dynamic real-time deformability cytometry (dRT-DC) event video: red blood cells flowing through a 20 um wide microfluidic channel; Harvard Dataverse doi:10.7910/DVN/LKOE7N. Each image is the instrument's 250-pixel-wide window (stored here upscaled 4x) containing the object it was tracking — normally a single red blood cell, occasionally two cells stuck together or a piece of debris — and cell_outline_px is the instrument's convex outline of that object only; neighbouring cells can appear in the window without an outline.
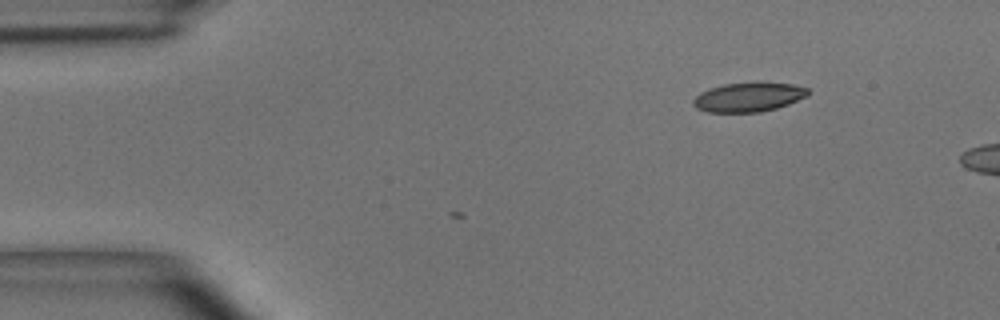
{"species": "common noctule bat (a hibernating species)", "species_latin": "Nyctalus noctula", "temperature_condition": "room temperature", "stored_images_in_passage": 4, "camera_frame_rate_fps": 3000, "um_per_image_px": 0.085, "animal": {"sex": "male", "body_mass_g": 15.6}, "frame": {"image": 1, "passage_image": 1, "time_ms": 0.0, "image_size_px": [1000, 320], "cell_outline_px": [[812, 92], [808, 96], [788, 104], [776, 108], [760, 112], [708, 112], [696, 108], [692, 104], [692, 100], [700, 92], [708, 88], [724, 84], [760, 80], [792, 84], [808, 88]], "centroid_in_image_um": [63.65, 8.22], "position_along_channel_um": 21.3, "area_um2": 20.23}}